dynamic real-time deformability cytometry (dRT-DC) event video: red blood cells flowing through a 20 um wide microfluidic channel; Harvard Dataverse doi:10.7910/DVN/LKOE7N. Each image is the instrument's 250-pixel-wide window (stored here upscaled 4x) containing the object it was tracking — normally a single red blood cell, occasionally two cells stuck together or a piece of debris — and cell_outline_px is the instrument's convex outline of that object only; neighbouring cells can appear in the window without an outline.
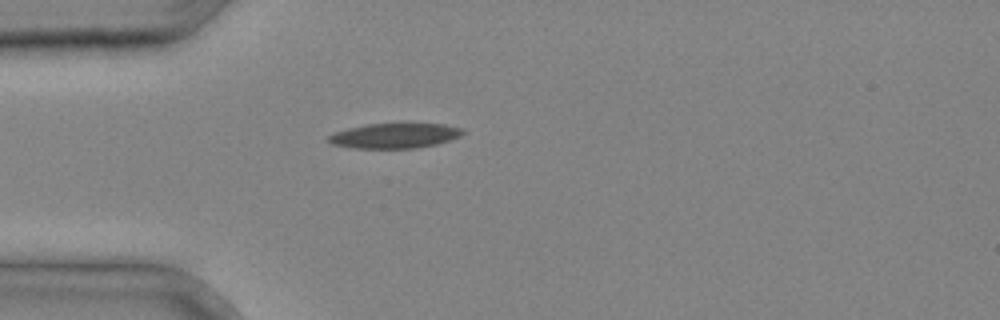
{"species": "common noctule bat (a hibernating species)", "species_latin": "Nyctalus noctula", "temperature_condition": "cold", "stored_images_in_passage": 25, "camera_frame_rate_fps": 3000, "um_per_image_px": 0.085, "animal": {"sex": "male", "body_mass_g": 20.4}, "frame": {"image": 1, "passage_image": 1, "time_ms": 0.0, "image_size_px": [1000, 320], "cell_outline_px": [[468, 132], [460, 136], [436, 144], [412, 148], [356, 148], [332, 144], [328, 140], [328, 136], [336, 132], [348, 128], [368, 124], [444, 124], [464, 128]], "centroid_in_image_um": [33.6, 11.53], "position_along_channel_um": 51.4, "area_um2": 19.36}}
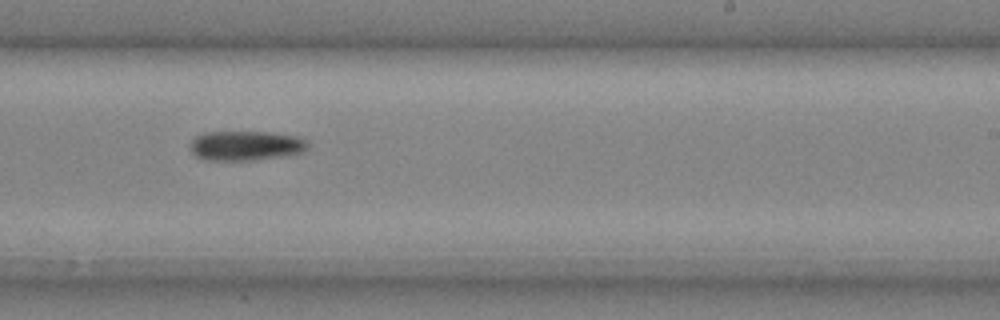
{"frame": {"image": 2, "passage_image": 14, "time_ms": 4.333, "image_size_px": [1000, 320], "cell_outline_px": [[308, 148], [304, 152], [288, 156], [252, 160], [204, 160], [196, 156], [192, 152], [192, 140], [196, 136], [204, 132], [272, 132], [300, 136], [308, 140]], "centroid_in_image_um": [20.98, 12.38], "position_along_channel_um": 268.0, "area_um2": 20.63}}
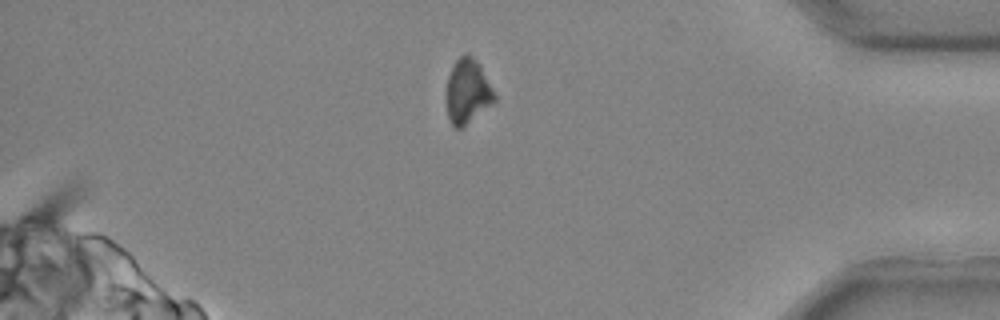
{"frame": {"image": 3, "passage_image": 23, "time_ms": 7.333, "image_size_px": [1000, 320], "cell_outline_px": [[496, 100], [492, 104], [460, 128], [456, 128], [448, 120], [448, 76], [456, 60], [464, 52], [472, 56], [480, 64], [496, 96]], "centroid_in_image_um": [39.76, 7.74], "position_along_channel_um": 395.4, "area_um2": 17.63}}